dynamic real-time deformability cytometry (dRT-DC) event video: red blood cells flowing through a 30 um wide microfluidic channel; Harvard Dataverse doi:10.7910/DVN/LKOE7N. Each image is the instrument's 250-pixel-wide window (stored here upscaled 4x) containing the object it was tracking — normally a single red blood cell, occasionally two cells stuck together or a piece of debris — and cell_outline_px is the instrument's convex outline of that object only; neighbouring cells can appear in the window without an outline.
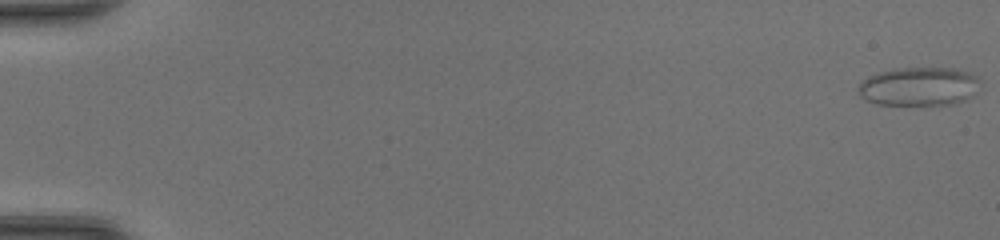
{"species": "common noctule bat (a hibernating species)", "species_latin": "Nyctalus noctula", "temperature_condition": "room temperature", "stored_images_in_passage": 48, "camera_frame_rate_fps": 3000, "um_per_image_px": 0.085, "animal": {"sex": "female", "body_mass_g": 20.0, "forearm_length_mm": 54.0}, "frame": {"image": 1, "passage_image": 1, "time_ms": 0.0, "image_size_px": [1000, 240], "cell_outline_px": [[984, 88], [972, 96], [964, 100], [952, 104], [876, 104], [860, 96], [856, 88], [860, 80], [868, 76], [892, 68], [956, 68], [980, 76]], "centroid_in_image_um": [78.18, 7.33], "position_along_channel_um": 6.8, "area_um2": 28.09}}
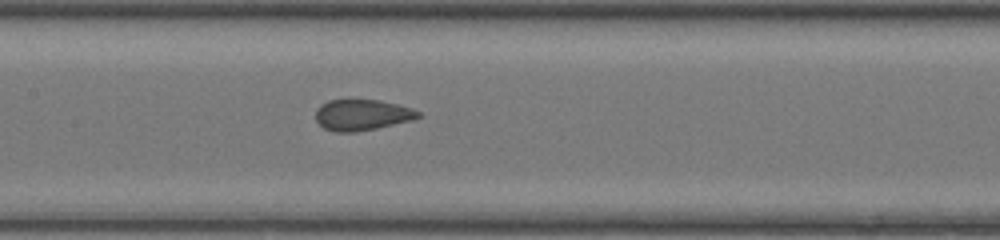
{"frame": {"image": 2, "passage_image": 25, "time_ms": 8.0, "image_size_px": [1000, 240], "cell_outline_px": [[420, 116], [412, 120], [376, 128], [356, 132], [336, 132], [324, 128], [316, 120], [316, 108], [320, 104], [328, 100], [380, 100], [412, 108], [420, 112]], "centroid_in_image_um": [30.75, 9.76], "position_along_channel_um": 176.7, "area_um2": 18.44}}
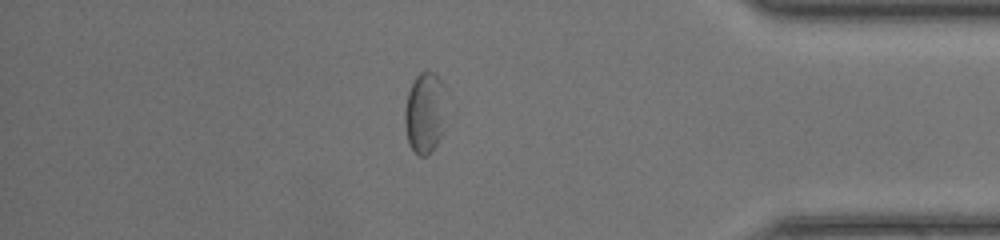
{"frame": {"image": 3, "passage_image": 42, "time_ms": 13.667, "image_size_px": [1000, 240], "cell_outline_px": [[448, 92], [444, 132], [436, 144], [424, 156], [420, 156], [408, 144], [404, 124], [404, 108], [408, 92], [416, 76], [420, 72], [432, 72], [444, 84]], "centroid_in_image_um": [36.15, 9.56], "position_along_channel_um": 399.0, "area_um2": 20.17}}